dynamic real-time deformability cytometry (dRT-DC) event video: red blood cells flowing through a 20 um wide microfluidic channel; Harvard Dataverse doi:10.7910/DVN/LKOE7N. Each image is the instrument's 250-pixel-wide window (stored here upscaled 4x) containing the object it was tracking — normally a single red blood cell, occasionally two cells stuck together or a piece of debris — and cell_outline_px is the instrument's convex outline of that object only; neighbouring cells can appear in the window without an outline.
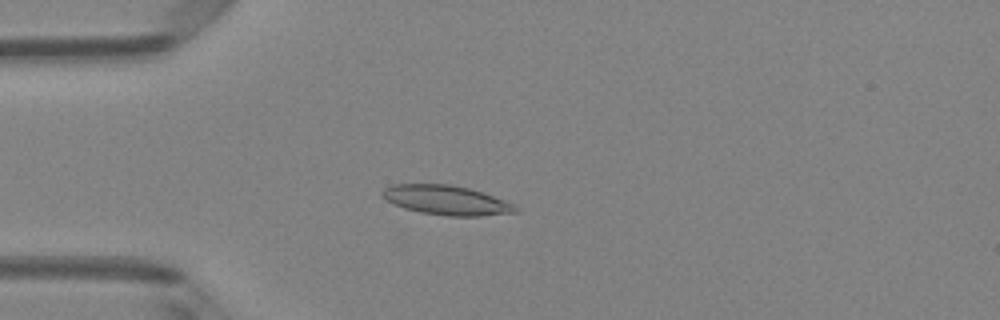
{"species": "Egyptian fruit bat (a non-hibernating species)", "species_latin": "Rousettus aegyptiacus", "temperature_condition": "room temperature", "stored_images_in_passage": 5, "camera_frame_rate_fps": 3000, "um_per_image_px": 0.085, "animal": {"sex": "female"}, "frame": {"image": 1, "passage_image": 4, "time_ms": 1.0, "image_size_px": [1000, 320], "cell_outline_px": [[520, 212], [480, 216], [448, 216], [420, 212], [404, 208], [380, 196], [380, 192], [384, 188], [392, 184], [448, 184], [468, 188], [504, 200], [520, 208]], "centroid_in_image_um": [37.94, 17.02], "position_along_channel_um": 47.1, "area_um2": 22.77}}